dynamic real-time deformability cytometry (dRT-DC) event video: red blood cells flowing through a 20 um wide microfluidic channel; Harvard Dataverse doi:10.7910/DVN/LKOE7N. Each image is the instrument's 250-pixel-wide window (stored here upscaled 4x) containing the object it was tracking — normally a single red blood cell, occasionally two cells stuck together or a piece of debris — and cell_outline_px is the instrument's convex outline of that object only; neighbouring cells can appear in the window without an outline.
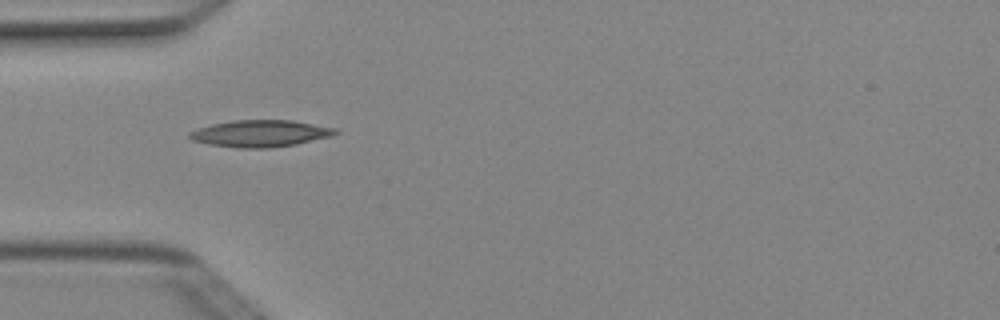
{"species": "Egyptian fruit bat (a non-hibernating species)", "species_latin": "Rousettus aegyptiacus", "temperature_condition": "cold", "stored_images_in_passage": 6, "camera_frame_rate_fps": 3000, "um_per_image_px": 0.085, "animal": {"sex": "female"}, "frame": {"image": 1, "passage_image": 4, "time_ms": 1.0, "image_size_px": [1000, 320], "cell_outline_px": [[340, 132], [332, 136], [296, 144], [272, 148], [236, 148], [208, 144], [192, 140], [188, 136], [188, 132], [212, 124], [232, 120], [292, 120], [336, 128]], "centroid_in_image_um": [22.14, 11.35], "position_along_channel_um": 62.9, "area_um2": 22.89}}
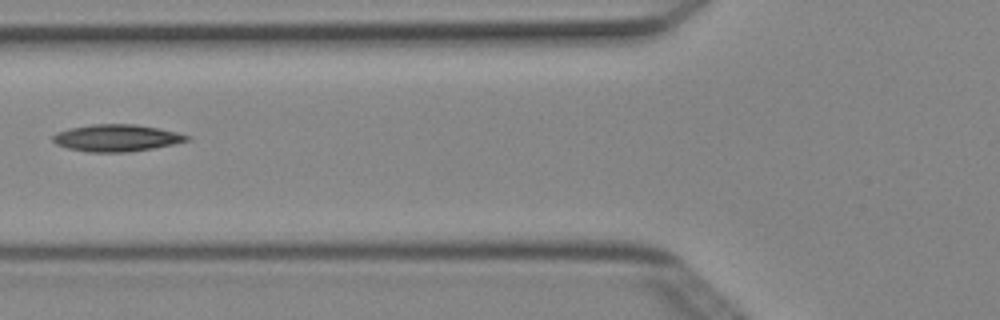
{"frame": {"image": 2, "passage_image": 5, "time_ms": 1.333, "image_size_px": [1000, 320], "cell_outline_px": [[192, 136], [188, 140], [172, 144], [152, 148], [128, 152], [88, 152], [68, 148], [56, 144], [52, 140], [52, 136], [56, 132], [68, 128], [92, 124], [136, 124], [176, 132]], "centroid_in_image_um": [9.86, 11.72], "position_along_channel_um": 115.9, "area_um2": 20.98}}
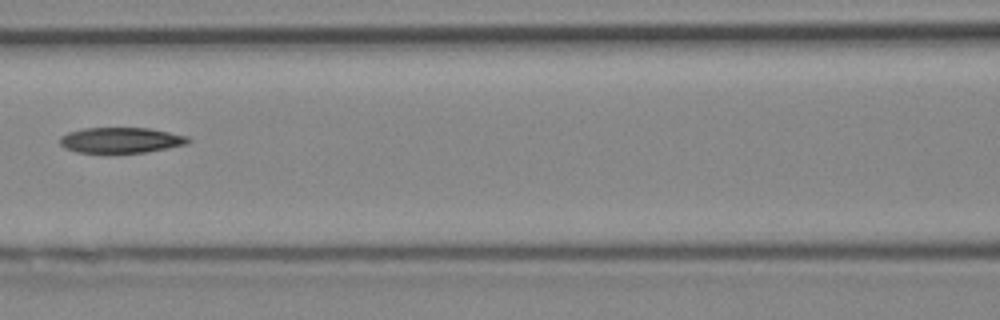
{"frame": {"image": 3, "passage_image": 6, "time_ms": 1.667, "image_size_px": [1000, 320], "cell_outline_px": [[192, 140], [188, 144], [168, 148], [144, 152], [76, 152], [64, 148], [60, 144], [60, 136], [68, 132], [84, 128], [148, 128], [188, 136]], "centroid_in_image_um": [10.28, 11.91], "position_along_channel_um": 156.3, "area_um2": 19.02}}